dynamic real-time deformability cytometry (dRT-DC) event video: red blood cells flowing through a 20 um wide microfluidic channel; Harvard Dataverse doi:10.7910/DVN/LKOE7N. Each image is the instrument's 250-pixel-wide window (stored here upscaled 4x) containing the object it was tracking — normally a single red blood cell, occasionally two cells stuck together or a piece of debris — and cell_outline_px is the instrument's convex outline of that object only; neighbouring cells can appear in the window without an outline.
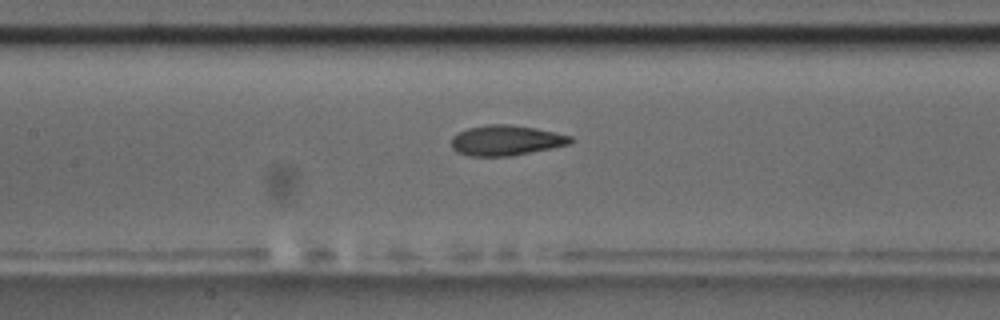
{"species": "common noctule bat (a hibernating species)", "species_latin": "Nyctalus noctula", "temperature_condition": "room temperature", "stored_images_in_passage": 38, "camera_frame_rate_fps": 3000, "um_per_image_px": 0.085, "animal": {"sex": "male", "body_mass_g": 17.5, "forearm_length_mm": 52.3}, "frame": {"image": 1, "passage_image": 10, "time_ms": 3.0, "image_size_px": [1000, 320], "cell_outline_px": [[576, 140], [568, 144], [552, 148], [508, 156], [468, 156], [456, 152], [452, 148], [452, 136], [456, 132], [468, 128], [488, 124], [508, 124], [536, 128], [556, 132], [572, 136]], "centroid_in_image_um": [43.0, 11.92], "position_along_channel_um": 164.4, "area_um2": 21.15}}
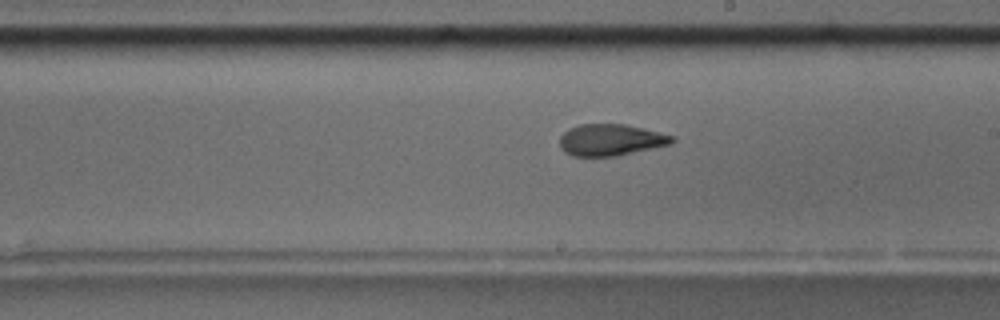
{"frame": {"image": 2, "passage_image": 16, "time_ms": 5.0, "image_size_px": [1000, 320], "cell_outline_px": [[676, 140], [672, 144], [616, 156], [572, 156], [564, 152], [560, 148], [560, 136], [568, 128], [580, 124], [624, 124], [644, 128], [676, 136]], "centroid_in_image_um": [51.93, 11.89], "position_along_channel_um": 237.1, "area_um2": 20.92}}
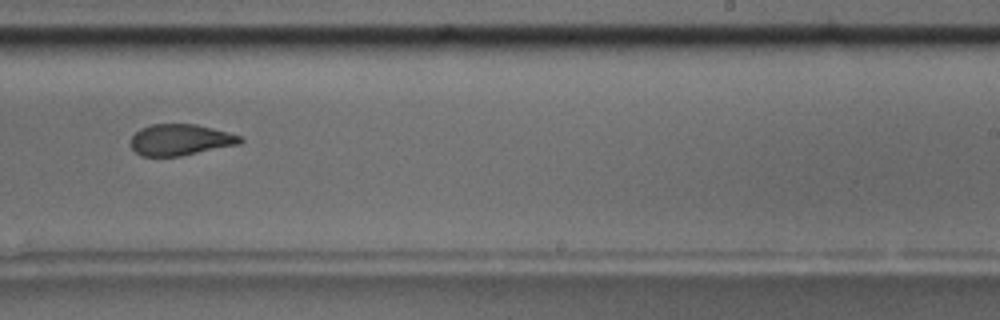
{"frame": {"image": 3, "passage_image": 19, "time_ms": 6.0, "image_size_px": [1000, 320], "cell_outline_px": [[244, 140], [240, 144], [180, 156], [140, 156], [128, 144], [132, 136], [140, 128], [152, 124], [196, 124], [244, 136]], "centroid_in_image_um": [15.33, 11.88], "position_along_channel_um": 273.7, "area_um2": 20.11}, "authors_computed_cell_mechanics": {"area_um2": 20.9814, "velocity_mm_per_s": 3.6646, "shape_relaxation_time_tau1_ms": 6.6039, "shape_relaxation_time_tau2_ms": 2.2015, "deformation_change_tau1": 0.179, "deformation_change_tau2": 0.0754}}